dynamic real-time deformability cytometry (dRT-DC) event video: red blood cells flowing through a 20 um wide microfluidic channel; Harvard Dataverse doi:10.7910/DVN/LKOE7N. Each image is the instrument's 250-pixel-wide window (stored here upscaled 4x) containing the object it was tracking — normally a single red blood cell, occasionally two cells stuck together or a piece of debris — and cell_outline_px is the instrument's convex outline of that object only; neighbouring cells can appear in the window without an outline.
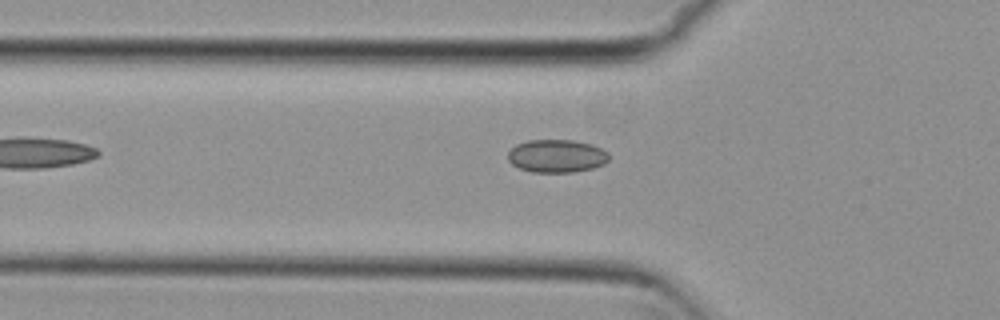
{"species": "common noctule bat (a hibernating species)", "species_latin": "Nyctalus noctula", "temperature_condition": "cold", "stored_images_in_passage": 38, "camera_frame_rate_fps": 3000, "um_per_image_px": 0.085, "animal": {"sex": "female", "body_mass_g": 29.2, "forearm_length_mm": 56.3}, "frame": {"image": 1, "passage_image": 2, "time_ms": 0.333, "image_size_px": [1000, 320], "cell_outline_px": [[608, 160], [604, 164], [592, 168], [572, 172], [532, 172], [520, 168], [512, 164], [508, 160], [508, 152], [516, 144], [528, 140], [572, 140], [592, 144], [608, 152]], "centroid_in_image_um": [47.31, 13.25], "position_along_channel_um": 78.5, "area_um2": 19.36}}
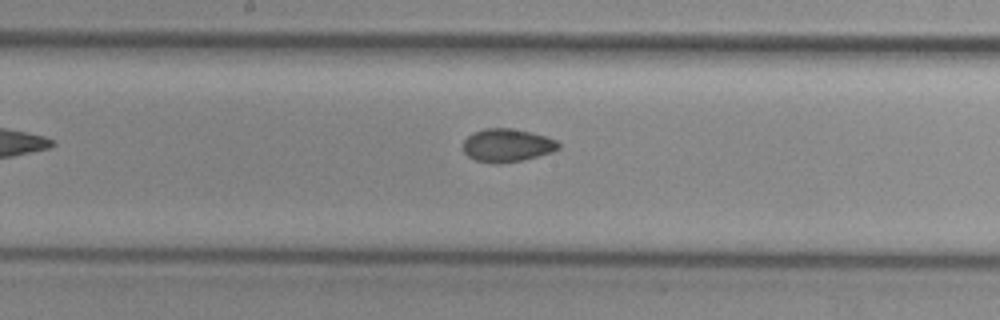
{"frame": {"image": 2, "passage_image": 12, "time_ms": 3.667, "image_size_px": [1000, 320], "cell_outline_px": [[560, 148], [552, 152], [520, 160], [500, 164], [496, 164], [476, 160], [468, 156], [464, 152], [464, 140], [472, 132], [484, 128], [512, 128], [532, 132], [556, 140], [560, 144]], "centroid_in_image_um": [43.09, 12.34], "position_along_channel_um": 205.1, "area_um2": 18.38}}
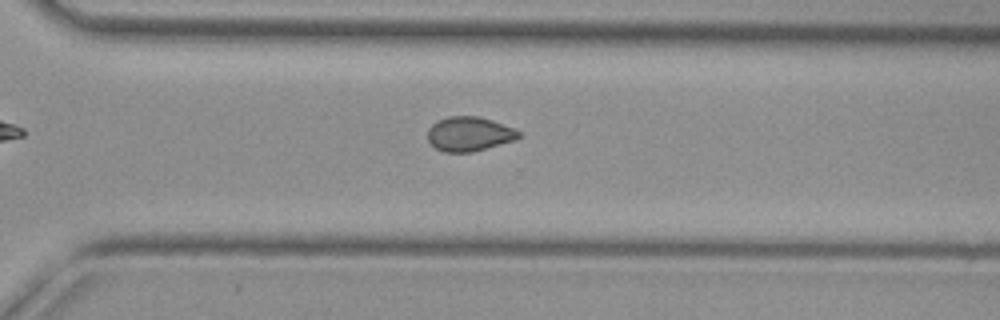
{"frame": {"image": 3, "passage_image": 22, "time_ms": 7.0, "image_size_px": [1000, 320], "cell_outline_px": [[520, 136], [516, 140], [472, 152], [444, 152], [436, 148], [428, 140], [428, 128], [436, 120], [448, 116], [480, 116], [492, 120], [512, 128], [520, 132]], "centroid_in_image_um": [39.86, 11.38], "position_along_channel_um": 330.7, "area_um2": 18.26}, "authors_computed_cell_mechanics": {"area_um2": 18.3804, "velocity_mm_per_s": 3.7796, "shape_relaxation_time_tau1_ms": null, "shape_relaxation_time_tau2_ms": 3.6893, "deformation_change_tau1": null, "deformation_change_tau2": 0.0625}}